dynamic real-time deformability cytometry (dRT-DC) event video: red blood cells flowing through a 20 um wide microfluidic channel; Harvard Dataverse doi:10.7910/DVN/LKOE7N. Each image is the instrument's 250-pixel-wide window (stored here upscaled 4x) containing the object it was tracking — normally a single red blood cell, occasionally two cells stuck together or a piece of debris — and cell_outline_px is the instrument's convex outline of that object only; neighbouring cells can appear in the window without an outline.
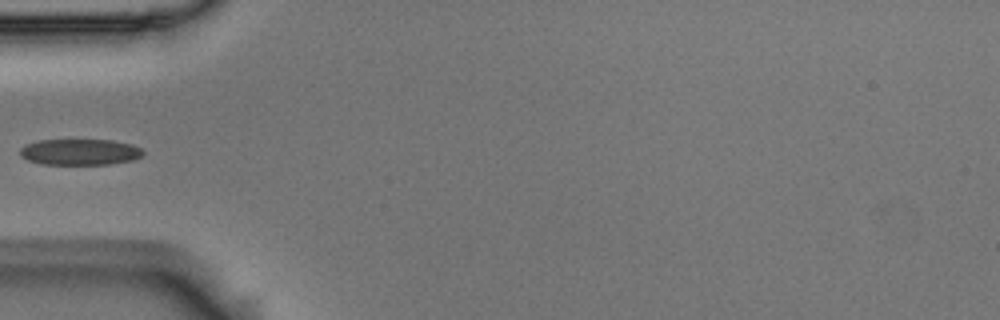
{"species": "Egyptian fruit bat (a non-hibernating species)", "species_latin": "Rousettus aegyptiacus", "temperature_condition": "room temperature", "stored_images_in_passage": 38, "camera_frame_rate_fps": 3000, "um_per_image_px": 0.085, "animal": {"sex": "male"}, "frame": {"image": 1, "passage_image": 1, "time_ms": 0.0, "image_size_px": [1000, 320], "cell_outline_px": [[144, 156], [132, 160], [108, 164], [40, 164], [28, 160], [20, 156], [20, 148], [28, 144], [40, 140], [112, 140], [132, 144], [140, 148], [144, 152]], "centroid_in_image_um": [6.81, 12.92], "position_along_channel_um": 78.2, "area_um2": 18.67}}
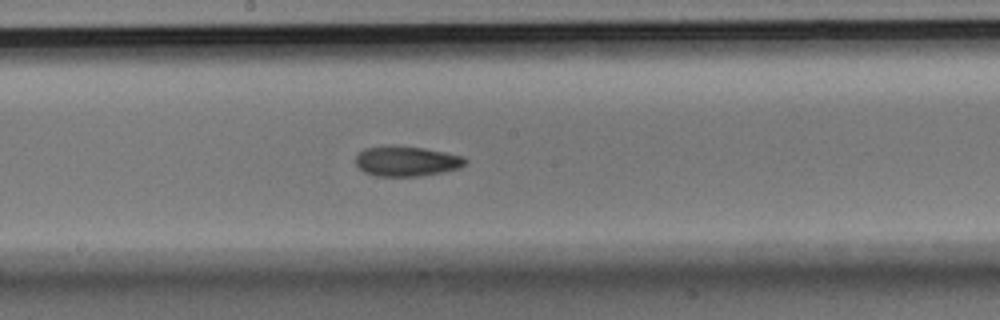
{"frame": {"image": 2, "passage_image": 12, "time_ms": 3.667, "image_size_px": [1000, 320], "cell_outline_px": [[468, 160], [460, 168], [444, 172], [420, 176], [376, 176], [364, 172], [356, 164], [356, 156], [364, 148], [388, 144], [396, 144], [424, 148], [464, 156]], "centroid_in_image_um": [34.55, 13.68], "position_along_channel_um": 213.6, "area_um2": 19.59}}
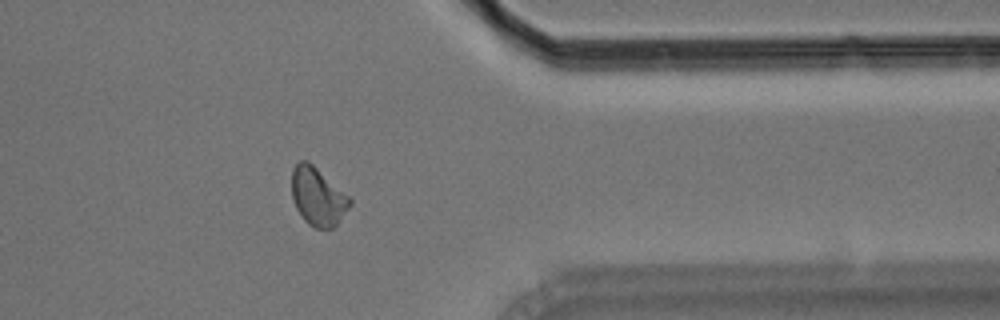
{"frame": {"image": 3, "passage_image": 27, "time_ms": 8.667, "image_size_px": [1000, 320], "cell_outline_px": [[352, 204], [336, 224], [332, 228], [316, 228], [308, 224], [304, 220], [296, 208], [292, 196], [292, 168], [300, 160], [308, 160], [348, 196], [352, 200]], "centroid_in_image_um": [26.99, 16.7], "position_along_channel_um": 384.4, "area_um2": 19.42}}